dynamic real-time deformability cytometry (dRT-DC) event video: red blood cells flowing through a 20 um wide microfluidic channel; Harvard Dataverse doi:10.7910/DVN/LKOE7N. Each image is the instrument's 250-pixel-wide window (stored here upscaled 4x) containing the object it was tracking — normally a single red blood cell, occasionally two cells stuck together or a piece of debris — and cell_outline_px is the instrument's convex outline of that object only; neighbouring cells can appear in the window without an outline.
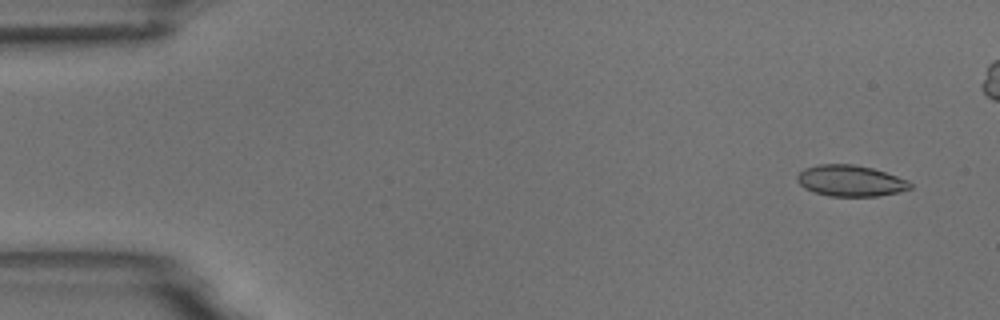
{"species": "common noctule bat (a hibernating species)", "species_latin": "Nyctalus noctula", "temperature_condition": "room temperature", "stored_images_in_passage": 10, "camera_frame_rate_fps": 3000, "um_per_image_px": 0.085, "animal": {"sex": "male", "body_mass_g": 18.8}, "frame": {"image": 1, "passage_image": 3, "time_ms": 0.333, "image_size_px": [1000, 320], "cell_outline_px": [[912, 188], [896, 192], [876, 196], [832, 196], [816, 192], [804, 188], [796, 180], [796, 176], [804, 168], [820, 164], [852, 164], [872, 168], [908, 180], [912, 184]], "centroid_in_image_um": [72.27, 15.36], "position_along_channel_um": 12.7, "area_um2": 20.29}}